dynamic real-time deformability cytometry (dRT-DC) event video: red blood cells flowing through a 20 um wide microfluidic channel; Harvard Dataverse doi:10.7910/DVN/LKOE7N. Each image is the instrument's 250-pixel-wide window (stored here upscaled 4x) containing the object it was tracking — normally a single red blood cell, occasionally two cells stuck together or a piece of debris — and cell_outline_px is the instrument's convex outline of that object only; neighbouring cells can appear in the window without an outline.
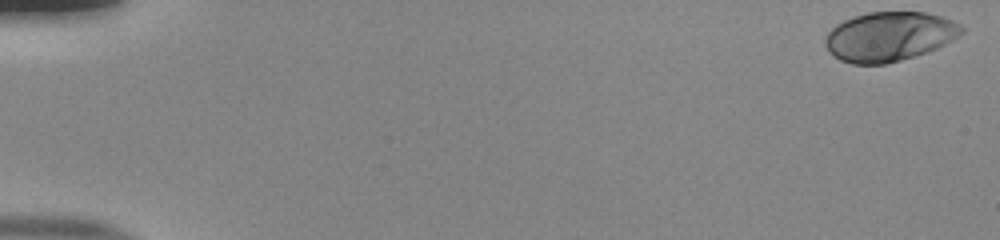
{"species": "human", "species_latin": "Homo sapiens", "temperature_condition": "room temperature", "stored_images_in_passage": 53, "camera_frame_rate_fps": 3000, "um_per_image_px": 0.085, "donor": {"sex": "male"}, "frame": {"image": 1, "passage_image": 1, "time_ms": 0.0, "image_size_px": [1000, 240], "cell_outline_px": [[940, 20], [928, 48], [920, 52], [896, 60], [880, 64], [856, 64], [844, 60], [836, 56], [828, 48], [828, 36], [840, 24], [848, 20], [860, 16], [876, 12], [916, 12], [932, 16]], "centroid_in_image_um": [75.01, 3.14], "position_along_channel_um": 10.0, "area_um2": 32.37}}
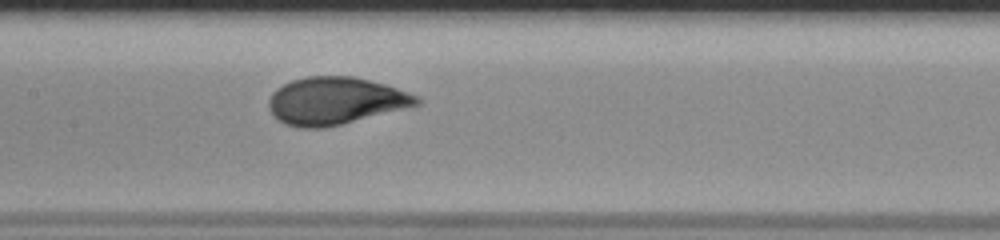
{"frame": {"image": 2, "passage_image": 27, "time_ms": 8.667, "image_size_px": [1000, 240], "cell_outline_px": [[416, 100], [412, 104], [332, 124], [292, 124], [276, 116], [272, 108], [272, 96], [280, 88], [288, 84], [300, 80], [324, 76], [332, 76], [360, 80], [392, 88], [412, 96]], "centroid_in_image_um": [28.42, 8.52], "position_along_channel_um": 179.0, "area_um2": 35.14}}
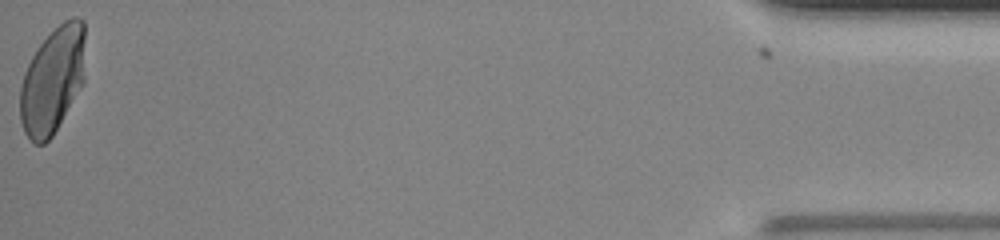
{"frame": {"image": 3, "passage_image": 53, "time_ms": 17.333, "image_size_px": [1000, 240], "cell_outline_px": [[84, 32], [80, 80], [56, 128], [48, 140], [44, 144], [36, 144], [28, 136], [24, 128], [20, 112], [20, 96], [24, 76], [36, 52], [44, 40], [60, 24], [68, 20], [80, 20], [84, 24]], "centroid_in_image_um": [4.4, 6.84], "position_along_channel_um": 430.8, "area_um2": 37.17}, "authors_computed_cell_mechanics": {"area_um2": 34.7956, "velocity_mm_per_s": 3.9069, "shape_relaxation_time_tau1_ms": 3.5803, "shape_relaxation_time_tau2_ms": null, "deformation_change_tau1": 0.1665, "deformation_change_tau2": null}}